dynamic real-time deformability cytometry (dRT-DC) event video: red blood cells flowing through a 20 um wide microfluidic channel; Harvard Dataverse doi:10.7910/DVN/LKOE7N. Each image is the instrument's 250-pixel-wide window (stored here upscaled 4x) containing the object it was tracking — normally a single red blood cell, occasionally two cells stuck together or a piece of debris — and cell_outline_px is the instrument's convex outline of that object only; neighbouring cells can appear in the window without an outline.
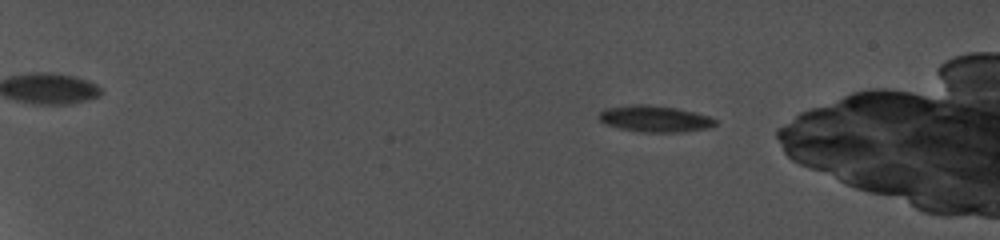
{"species": "common noctule bat (a hibernating species)", "species_latin": "Nyctalus noctula", "temperature_condition": "cold", "stored_images_in_passage": 81, "camera_frame_rate_fps": 5000, "um_per_image_px": 0.085, "animal": {"sex": "female", "body_mass_g": 19.0, "forearm_length_mm": 56.7}, "frame": {"image": 1, "passage_image": 8, "time_ms": 1.4, "image_size_px": [1000, 240], "cell_outline_px": [[716, 124], [708, 128], [680, 132], [640, 132], [620, 128], [604, 124], [596, 116], [604, 108], [632, 104], [648, 104], [676, 108], [696, 112], [708, 116], [716, 120]], "centroid_in_image_um": [55.61, 10.09], "position_along_channel_um": 29.4, "area_um2": 18.03}}
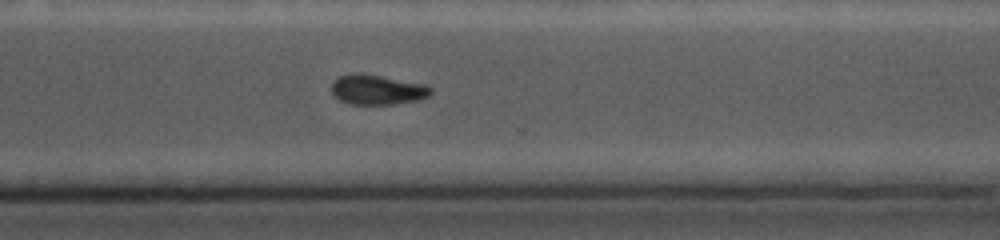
{"frame": {"image": 2, "passage_image": 68, "time_ms": 13.4, "image_size_px": [1000, 240], "cell_outline_px": [[432, 92], [428, 96], [420, 100], [392, 104], [352, 104], [340, 100], [332, 96], [332, 84], [340, 76], [348, 72], [364, 72], [428, 84], [432, 88]], "centroid_in_image_um": [32.09, 7.59], "position_along_channel_um": 338.5, "area_um2": 17.8}}
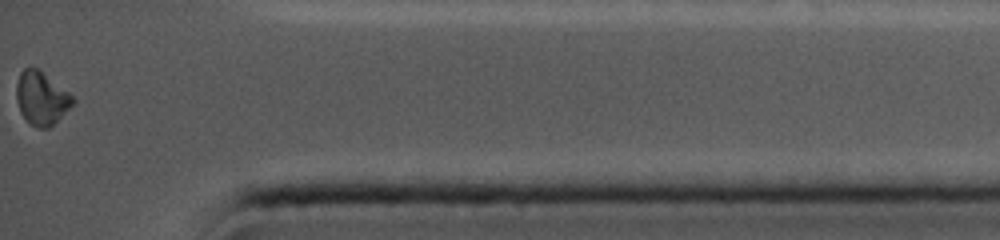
{"frame": {"image": 3, "passage_image": 81, "time_ms": 16.0, "image_size_px": [1000, 240], "cell_outline_px": [[76, 100], [48, 128], [40, 128], [28, 124], [20, 112], [16, 100], [16, 84], [20, 72], [24, 68], [36, 68], [68, 92]], "centroid_in_image_um": [3.47, 8.36], "position_along_channel_um": 431.7, "area_um2": 17.05}, "authors_computed_cell_mechanics": {"area_um2": 18.207, "velocity_mm_per_s": 3.8647, "shape_relaxation_time_tau1_ms": 4.4774, "shape_relaxation_time_tau2_ms": null, "deformation_change_tau1": 0.083, "deformation_change_tau2": null}}